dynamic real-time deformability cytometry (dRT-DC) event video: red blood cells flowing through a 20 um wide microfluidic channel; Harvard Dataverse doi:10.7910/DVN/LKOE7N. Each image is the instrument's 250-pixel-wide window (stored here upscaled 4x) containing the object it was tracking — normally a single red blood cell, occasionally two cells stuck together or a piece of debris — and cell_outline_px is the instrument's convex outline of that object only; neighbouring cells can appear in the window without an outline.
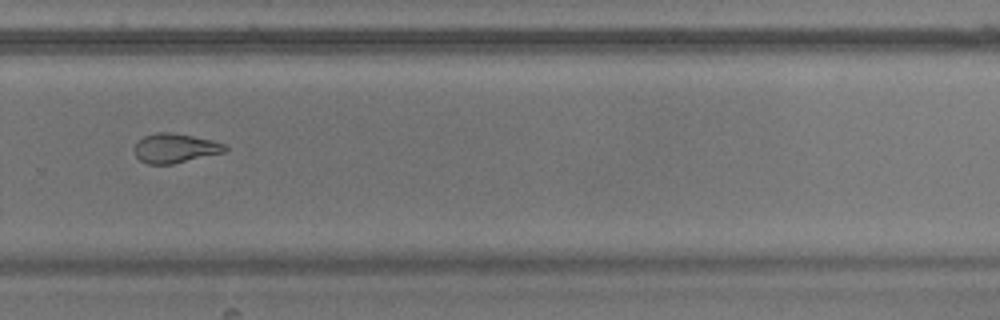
{"species": "common noctule bat (a hibernating species)", "species_latin": "Nyctalus noctula", "temperature_condition": "warm", "stored_images_in_passage": 41, "camera_frame_rate_fps": 3000, "um_per_image_px": 0.085, "animal": {"sex": "male", "body_mass_g": 17.9}, "frame": {"image": 1, "passage_image": 24, "time_ms": 7.667, "image_size_px": [1000, 320], "cell_outline_px": [[228, 148], [224, 152], [172, 164], [148, 164], [140, 160], [136, 156], [136, 144], [144, 136], [156, 132], [168, 132], [192, 136], [212, 140], [224, 144]], "centroid_in_image_um": [14.89, 12.6], "position_along_channel_um": 314.9, "area_um2": 15.2}, "authors_computed_cell_mechanics": {"area_um2": 16.2418, "velocity_mm_per_s": 3.6868, "shape_relaxation_time_tau1_ms": 11.2956, "shape_relaxation_time_tau2_ms": 2.3503, "deformation_change_tau1": 0.2531, "deformation_change_tau2": 0.1013}}